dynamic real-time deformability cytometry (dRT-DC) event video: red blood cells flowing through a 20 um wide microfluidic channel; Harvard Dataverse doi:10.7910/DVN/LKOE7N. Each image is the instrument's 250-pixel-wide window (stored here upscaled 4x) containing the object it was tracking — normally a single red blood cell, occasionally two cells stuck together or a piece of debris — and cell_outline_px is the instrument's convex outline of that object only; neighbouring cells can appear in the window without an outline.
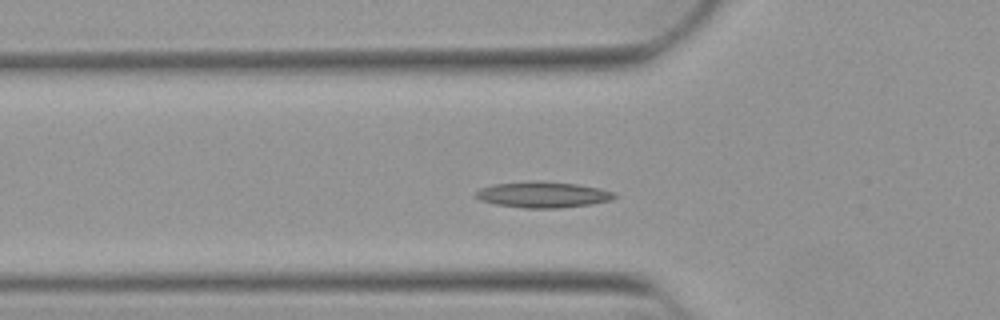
{"species": "Egyptian fruit bat (a non-hibernating species)", "species_latin": "Rousettus aegyptiacus", "temperature_condition": "warm", "stored_images_in_passage": 24, "camera_frame_rate_fps": 3000, "um_per_image_px": 0.085, "animal": {"sex": "female"}, "frame": {"image": 1, "passage_image": 12, "time_ms": 3.667, "image_size_px": [1000, 320], "cell_outline_px": [[616, 196], [612, 200], [592, 204], [560, 208], [524, 208], [496, 204], [480, 200], [476, 196], [476, 192], [480, 188], [492, 184], [576, 184], [600, 188], [616, 192]], "centroid_in_image_um": [46.22, 16.6], "position_along_channel_um": 79.6, "area_um2": 19.88}}
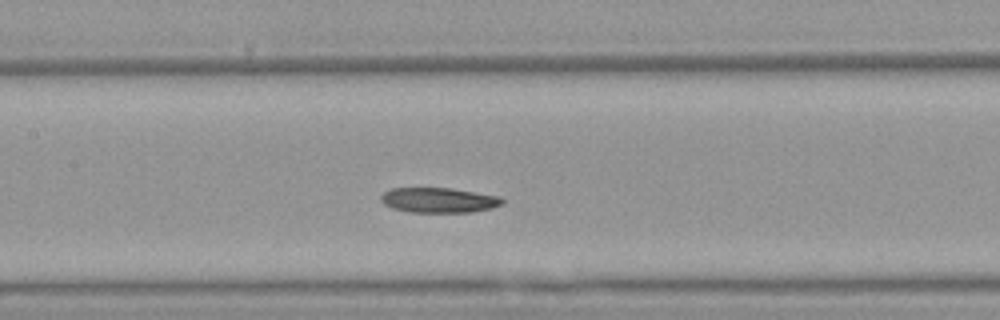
{"frame": {"image": 2, "passage_image": 19, "time_ms": 6.0, "image_size_px": [1000, 320], "cell_outline_px": [[504, 204], [492, 208], [472, 212], [412, 212], [392, 208], [384, 204], [380, 200], [380, 196], [388, 188], [452, 188], [500, 196], [504, 200]], "centroid_in_image_um": [37.31, 17.01], "position_along_channel_um": 170.1, "area_um2": 17.86}}
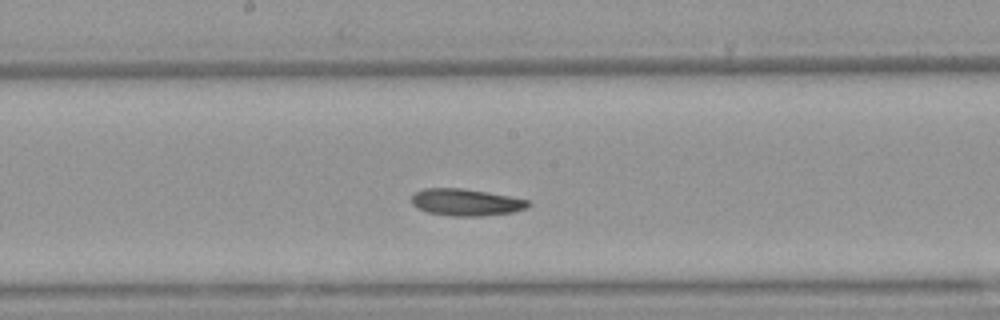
{"frame": {"image": 3, "passage_image": 22, "time_ms": 7.0, "image_size_px": [1000, 320], "cell_outline_px": [[532, 204], [524, 208], [512, 212], [480, 216], [452, 216], [428, 212], [412, 204], [412, 196], [416, 192], [424, 188], [460, 188], [488, 192], [528, 200]], "centroid_in_image_um": [39.6, 17.19], "position_along_channel_um": 208.6, "area_um2": 18.03}}